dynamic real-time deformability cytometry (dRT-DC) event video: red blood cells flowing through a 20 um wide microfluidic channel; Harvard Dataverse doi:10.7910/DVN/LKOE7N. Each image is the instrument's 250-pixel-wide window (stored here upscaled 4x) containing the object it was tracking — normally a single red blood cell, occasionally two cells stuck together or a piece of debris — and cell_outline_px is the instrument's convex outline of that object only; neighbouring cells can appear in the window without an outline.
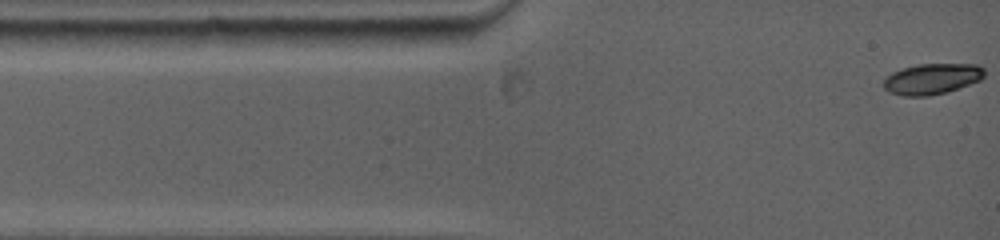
{"species": "common noctule bat (a hibernating species)", "species_latin": "Nyctalus noctula", "temperature_condition": "warm", "stored_images_in_passage": 89, "camera_frame_rate_fps": 5000, "um_per_image_px": 0.085, "animal": {"sex": "female", "body_mass_g": 19.0, "forearm_length_mm": 53.3}, "frame": {"image": 1, "passage_image": 1, "time_ms": 0.0, "image_size_px": [1000, 240], "cell_outline_px": [[984, 76], [980, 80], [944, 92], [928, 96], [904, 96], [888, 92], [884, 88], [884, 80], [892, 72], [904, 68], [920, 64], [976, 64], [984, 68]], "centroid_in_image_um": [79.2, 6.7], "position_along_channel_um": 5.8, "area_um2": 17.8}}
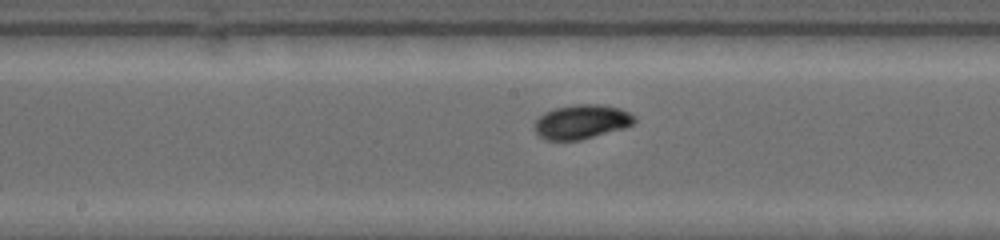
{"frame": {"image": 2, "passage_image": 39, "time_ms": 6.2, "image_size_px": [1000, 240], "cell_outline_px": [[636, 120], [632, 124], [624, 128], [580, 140], [544, 140], [532, 128], [536, 120], [544, 112], [556, 108], [576, 104], [600, 104], [620, 108], [636, 116]], "centroid_in_image_um": [49.42, 10.35], "position_along_channel_um": 198.8, "area_um2": 20.0}}
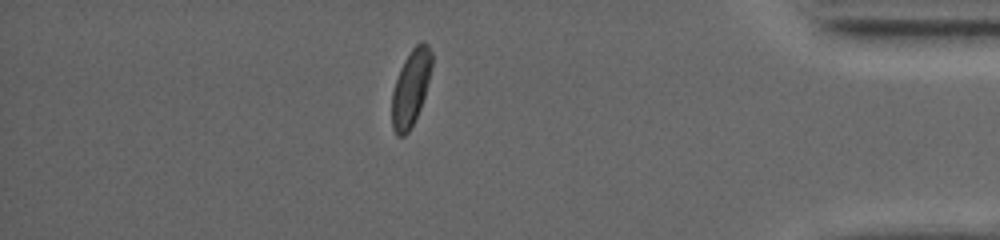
{"frame": {"image": 3, "passage_image": 77, "time_ms": 12.4, "image_size_px": [1000, 240], "cell_outline_px": [[432, 68], [424, 96], [420, 108], [408, 132], [404, 136], [396, 136], [392, 128], [392, 92], [400, 68], [404, 60], [412, 48], [420, 40], [424, 40], [428, 44], [432, 52]], "centroid_in_image_um": [34.92, 7.43], "position_along_channel_um": 400.3, "area_um2": 17.74}, "authors_computed_cell_mechanics": {"area_um2": 18.7272, "velocity_mm_per_s": 3.9186, "shape_relaxation_time_tau1_ms": 3.1946, "shape_relaxation_time_tau2_ms": 8.4276, "deformation_change_tau1": 0.128, "deformation_change_tau2": 0.0612}}